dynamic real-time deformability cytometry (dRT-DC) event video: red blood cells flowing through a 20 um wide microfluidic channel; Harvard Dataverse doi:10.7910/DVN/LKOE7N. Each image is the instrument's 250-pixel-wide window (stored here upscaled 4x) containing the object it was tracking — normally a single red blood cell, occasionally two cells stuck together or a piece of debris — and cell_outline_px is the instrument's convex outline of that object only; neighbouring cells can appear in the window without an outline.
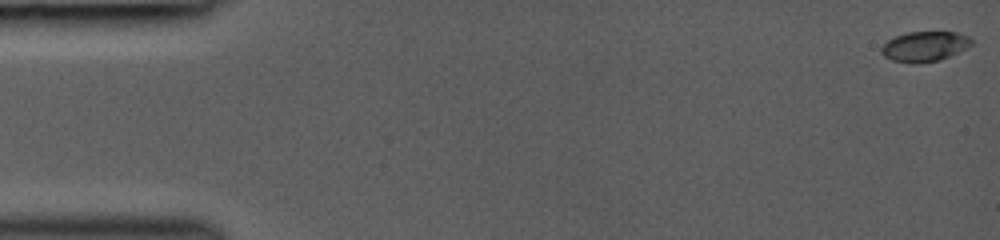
{"species": "common noctule bat (a hibernating species)", "species_latin": "Nyctalus noctula", "temperature_condition": "room temperature", "stored_images_in_passage": 25, "camera_frame_rate_fps": 3000, "um_per_image_px": 0.085, "animal": {"sex": "female", "body_mass_g": 19.0, "forearm_length_mm": 53.3}, "frame": {"image": 1, "passage_image": 1, "time_ms": 0.0, "image_size_px": [1000, 240], "cell_outline_px": [[972, 44], [968, 48], [948, 56], [936, 60], [892, 60], [884, 56], [880, 52], [880, 48], [888, 40], [896, 36], [908, 32], [956, 32], [968, 36], [972, 40]], "centroid_in_image_um": [78.62, 3.89], "position_along_channel_um": 6.4, "area_um2": 15.03}}
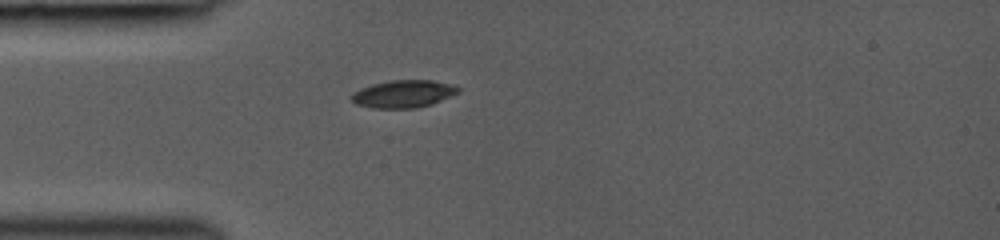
{"frame": {"image": 2, "passage_image": 17, "time_ms": 4.333, "image_size_px": [1000, 240], "cell_outline_px": [[460, 92], [432, 104], [416, 108], [372, 108], [356, 104], [352, 100], [352, 92], [360, 88], [372, 84], [392, 80], [432, 80], [452, 84], [460, 88]], "centroid_in_image_um": [34.3, 7.98], "position_along_channel_um": 50.7, "area_um2": 17.17}}
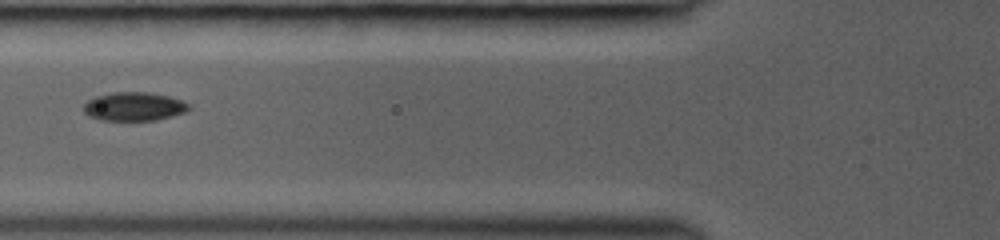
{"frame": {"image": 3, "passage_image": 24, "time_ms": 6.0, "image_size_px": [1000, 240], "cell_outline_px": [[192, 108], [184, 112], [172, 116], [156, 120], [100, 120], [88, 116], [84, 112], [84, 104], [88, 100], [96, 96], [112, 92], [148, 92], [168, 96], [180, 100], [188, 104]], "centroid_in_image_um": [11.37, 9.05], "position_along_channel_um": 114.4, "area_um2": 17.51}}